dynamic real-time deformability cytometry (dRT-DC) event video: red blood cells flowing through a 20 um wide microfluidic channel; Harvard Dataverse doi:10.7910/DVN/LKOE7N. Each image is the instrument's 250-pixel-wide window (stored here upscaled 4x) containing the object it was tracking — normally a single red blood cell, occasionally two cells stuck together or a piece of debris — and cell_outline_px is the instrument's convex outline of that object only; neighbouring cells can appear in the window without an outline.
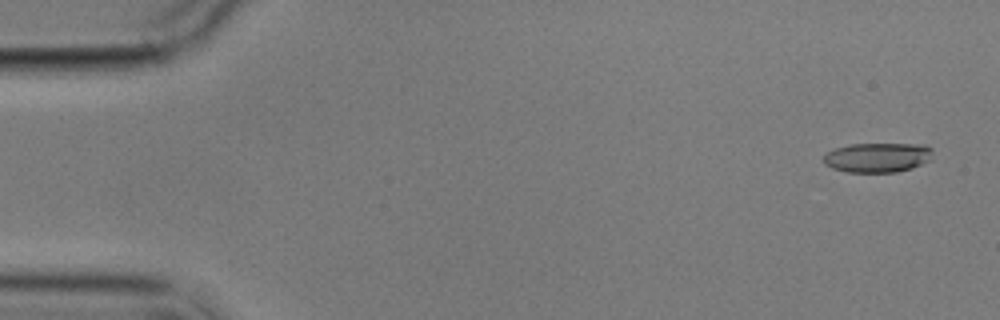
{"species": "common noctule bat (a hibernating species)", "species_latin": "Nyctalus noctula", "temperature_condition": "cold", "stored_images_in_passage": 5, "camera_frame_rate_fps": 3000, "um_per_image_px": 0.085, "animal": {"sex": "male", "body_mass_g": 17.9}, "frame": {"image": 1, "passage_image": 1, "time_ms": 0.0, "image_size_px": [1000, 320], "cell_outline_px": [[932, 160], [912, 168], [896, 172], [848, 172], [832, 168], [824, 164], [824, 156], [828, 152], [836, 148], [852, 144], [924, 144], [932, 148]], "centroid_in_image_um": [74.64, 13.38], "position_along_channel_um": 10.4, "area_um2": 18.9}}
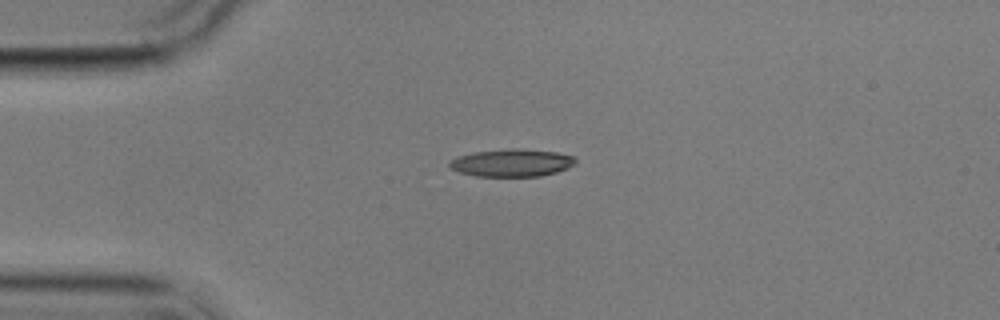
{"frame": {"image": 2, "passage_image": 4, "time_ms": 3.667, "image_size_px": [1000, 320], "cell_outline_px": [[576, 164], [568, 168], [556, 172], [540, 176], [476, 176], [460, 172], [448, 168], [448, 164], [456, 156], [472, 152], [512, 148], [516, 148], [556, 152], [576, 156]], "centroid_in_image_um": [43.51, 13.83], "position_along_channel_um": 41.5, "area_um2": 20.4}}